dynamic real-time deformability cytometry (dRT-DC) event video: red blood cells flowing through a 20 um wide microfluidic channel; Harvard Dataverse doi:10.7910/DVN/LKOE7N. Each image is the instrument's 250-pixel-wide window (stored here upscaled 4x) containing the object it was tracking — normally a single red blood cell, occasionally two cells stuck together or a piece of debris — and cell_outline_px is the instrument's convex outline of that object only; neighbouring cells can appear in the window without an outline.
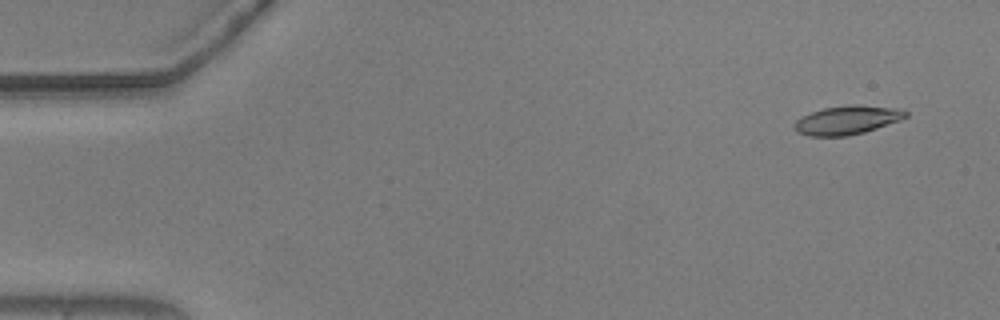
{"species": "common noctule bat (a hibernating species)", "species_latin": "Nyctalus noctula", "temperature_condition": "warm", "stored_images_in_passage": 56, "camera_frame_rate_fps": 3000, "um_per_image_px": 0.085, "animal": {"sex": "male", "body_mass_g": 20.5, "forearm_length_mm": 52.5}, "frame": {"image": 1, "passage_image": 4, "time_ms": 1.0, "image_size_px": [1000, 320], "cell_outline_px": [[908, 116], [900, 120], [864, 132], [848, 136], [808, 136], [796, 132], [796, 120], [812, 112], [824, 108], [852, 104], [860, 104], [904, 108], [908, 112]], "centroid_in_image_um": [72.08, 10.19], "position_along_channel_um": 12.9, "area_um2": 18.73}}
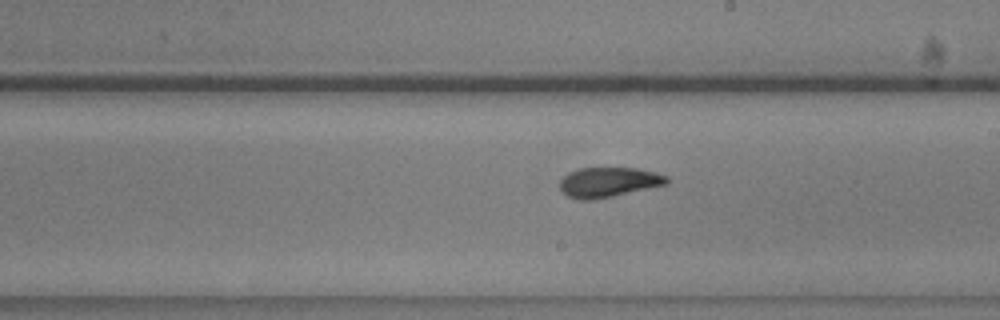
{"frame": {"image": 2, "passage_image": 32, "time_ms": 10.333, "image_size_px": [1000, 320], "cell_outline_px": [[668, 184], [612, 196], [592, 200], [580, 200], [568, 196], [560, 188], [560, 180], [568, 172], [580, 168], [636, 168], [656, 172], [668, 176]], "centroid_in_image_um": [51.73, 15.48], "position_along_channel_um": 237.3, "area_um2": 18.55}}
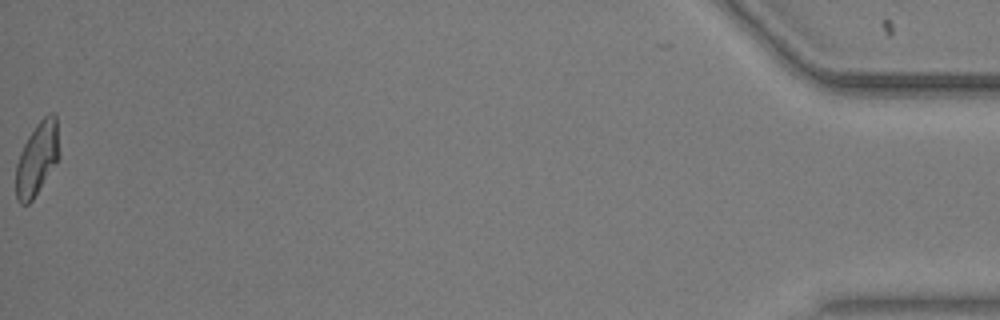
{"frame": {"image": 3, "passage_image": 56, "time_ms": 18.333, "image_size_px": [1000, 320], "cell_outline_px": [[60, 156], [56, 164], [32, 200], [28, 204], [20, 204], [16, 200], [16, 164], [20, 152], [28, 136], [36, 124], [48, 112], [52, 112], [56, 116], [60, 152]], "centroid_in_image_um": [3.16, 13.47], "position_along_channel_um": 432.0, "area_um2": 18.61}, "authors_computed_cell_mechanics": {"area_um2": 18.9006, "velocity_mm_per_s": 3.6797, "shape_relaxation_time_tau1_ms": null, "shape_relaxation_time_tau2_ms": 2.1062, "deformation_change_tau1": null, "deformation_change_tau2": 0.0874}}